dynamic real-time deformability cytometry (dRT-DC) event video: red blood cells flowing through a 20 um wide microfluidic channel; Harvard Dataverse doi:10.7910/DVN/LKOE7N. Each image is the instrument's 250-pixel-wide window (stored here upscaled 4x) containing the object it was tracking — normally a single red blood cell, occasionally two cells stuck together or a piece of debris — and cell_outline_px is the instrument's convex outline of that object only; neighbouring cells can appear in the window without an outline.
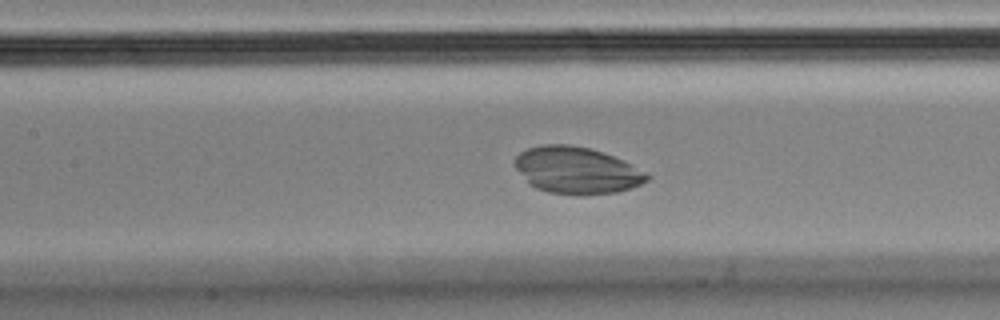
{"species": "Egyptian fruit bat (a non-hibernating species)", "species_latin": "Rousettus aegyptiacus", "temperature_condition": "cold", "stored_images_in_passage": 56, "camera_frame_rate_fps": 3000, "um_per_image_px": 0.085, "animal": {"sex": "male"}, "frame": {"image": 1, "passage_image": 25, "time_ms": 8.0, "image_size_px": [1000, 320], "cell_outline_px": [[652, 176], [648, 180], [640, 184], [616, 192], [548, 192], [536, 188], [528, 184], [516, 168], [516, 156], [520, 152], [528, 148], [544, 144], [568, 144], [588, 148], [624, 160], [648, 172]], "centroid_in_image_um": [49.02, 14.43], "position_along_channel_um": 158.4, "area_um2": 35.14}}
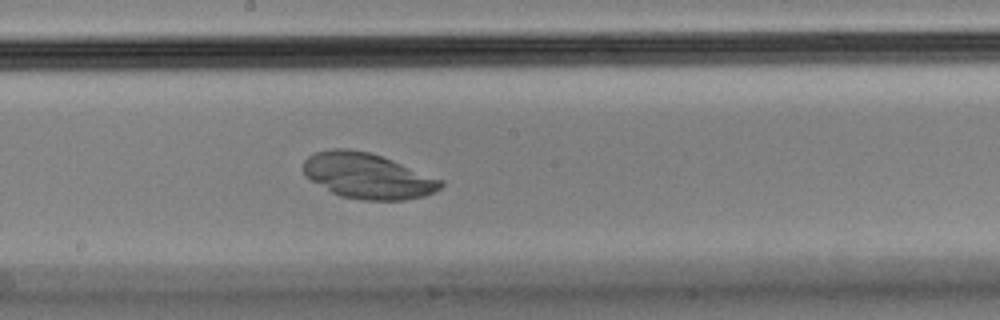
{"frame": {"image": 2, "passage_image": 30, "time_ms": 9.667, "image_size_px": [1000, 320], "cell_outline_px": [[444, 184], [436, 192], [424, 196], [404, 200], [364, 200], [340, 196], [332, 192], [304, 176], [304, 160], [308, 156], [316, 152], [332, 148], [348, 148], [368, 152], [392, 160], [444, 180]], "centroid_in_image_um": [31.26, 14.95], "position_along_channel_um": 216.9, "area_um2": 36.36}}
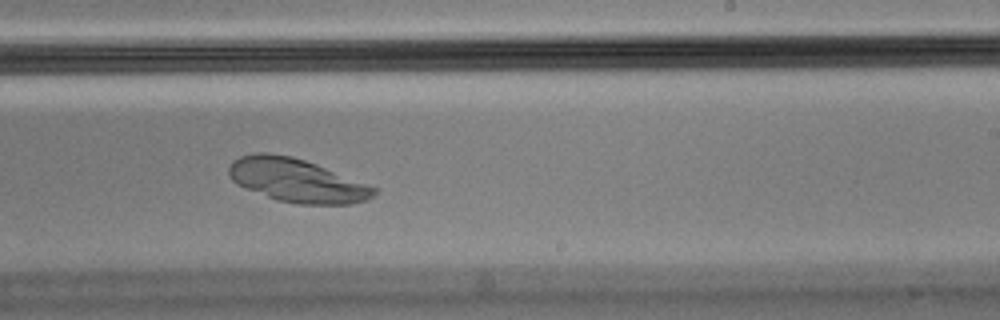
{"frame": {"image": 3, "passage_image": 34, "time_ms": 11.0, "image_size_px": [1000, 320], "cell_outline_px": [[376, 196], [368, 200], [352, 204], [296, 204], [276, 200], [244, 188], [236, 184], [228, 176], [228, 168], [232, 160], [240, 156], [256, 152], [268, 152], [292, 156], [316, 164], [376, 188]], "centroid_in_image_um": [25.18, 15.34], "position_along_channel_um": 263.8, "area_um2": 36.93}}